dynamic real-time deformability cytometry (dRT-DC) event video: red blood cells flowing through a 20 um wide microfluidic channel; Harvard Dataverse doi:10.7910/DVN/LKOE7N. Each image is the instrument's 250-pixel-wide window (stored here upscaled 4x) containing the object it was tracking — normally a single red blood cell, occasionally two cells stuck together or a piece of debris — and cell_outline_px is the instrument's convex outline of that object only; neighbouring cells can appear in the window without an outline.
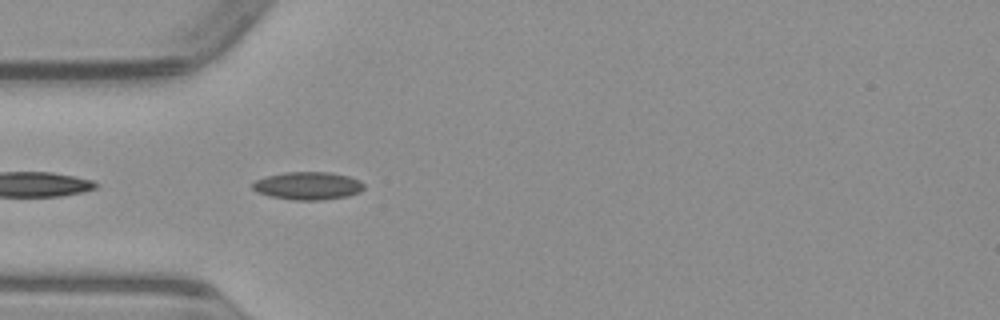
{"species": "common noctule bat (a hibernating species)", "species_latin": "Nyctalus noctula", "temperature_condition": "warm", "stored_images_in_passage": 38, "camera_frame_rate_fps": 3000, "um_per_image_px": 0.085, "animal": {"sex": "male", "body_mass_g": 23.1, "forearm_length_mm": 52.7}, "frame": {"image": 1, "passage_image": 2, "time_ms": 0.333, "image_size_px": [1000, 320], "cell_outline_px": [[364, 188], [360, 192], [348, 196], [320, 200], [296, 200], [272, 196], [256, 192], [252, 188], [252, 184], [256, 180], [264, 176], [284, 172], [328, 172], [348, 176], [360, 180], [364, 184]], "centroid_in_image_um": [26.17, 15.78], "position_along_channel_um": 58.8, "area_um2": 18.09}}
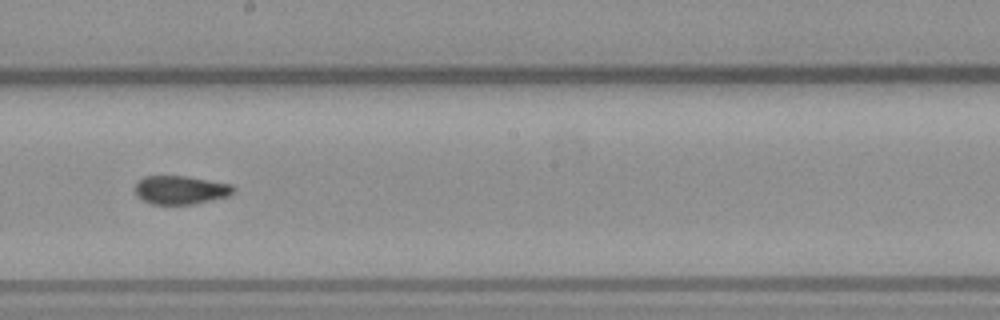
{"frame": {"image": 2, "passage_image": 15, "time_ms": 4.667, "image_size_px": [1000, 320], "cell_outline_px": [[236, 188], [228, 196], [196, 204], [152, 204], [136, 196], [136, 184], [144, 176], [184, 176], [232, 184]], "centroid_in_image_um": [15.36, 16.15], "position_along_channel_um": 232.8, "area_um2": 16.24}}
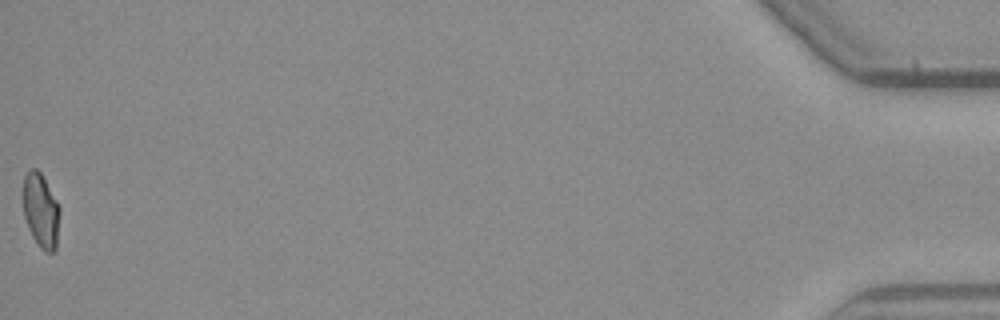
{"frame": {"image": 3, "passage_image": 38, "time_ms": 12.333, "image_size_px": [1000, 320], "cell_outline_px": [[60, 212], [56, 248], [52, 252], [44, 252], [40, 248], [32, 236], [28, 228], [24, 216], [24, 176], [32, 168], [36, 168], [40, 172], [56, 200], [60, 208]], "centroid_in_image_um": [3.48, 17.94], "position_along_channel_um": 431.7, "area_um2": 15.66}}